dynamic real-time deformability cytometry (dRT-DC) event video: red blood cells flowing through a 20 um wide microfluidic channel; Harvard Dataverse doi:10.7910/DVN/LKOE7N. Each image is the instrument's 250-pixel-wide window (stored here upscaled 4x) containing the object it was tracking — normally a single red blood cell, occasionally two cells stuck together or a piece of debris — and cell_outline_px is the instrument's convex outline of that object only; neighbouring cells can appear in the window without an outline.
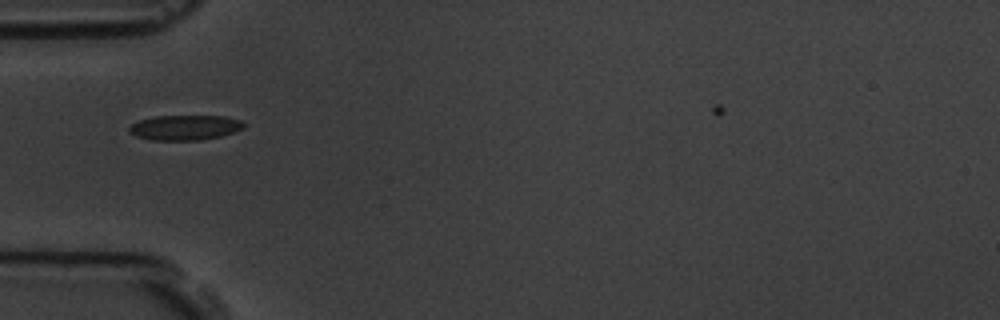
{"species": "common noctule bat (a hibernating species)", "species_latin": "Nyctalus noctula", "temperature_condition": "room temperature", "stored_images_in_passage": 4, "camera_frame_rate_fps": 3000, "um_per_image_px": 0.085, "animal": {"sex": "male", "body_mass_g": 19.5, "forearm_length_mm": 54.6}, "frame": {"image": 1, "passage_image": 2, "time_ms": 2.0, "image_size_px": [1000, 320], "cell_outline_px": [[248, 124], [244, 128], [220, 136], [200, 140], [152, 140], [136, 136], [128, 132], [128, 128], [132, 124], [140, 120], [156, 116], [224, 116], [240, 120]], "centroid_in_image_um": [15.73, 10.84], "position_along_channel_um": 69.3, "area_um2": 16.7}}
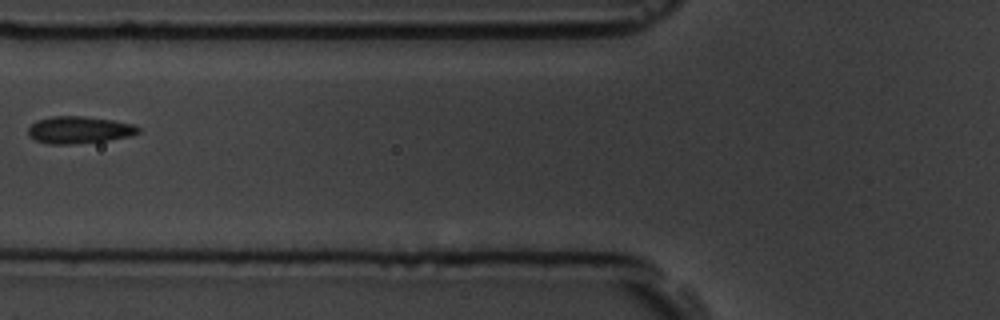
{"frame": {"image": 2, "passage_image": 3, "time_ms": 3.333, "image_size_px": [1000, 320], "cell_outline_px": [[140, 132], [132, 136], [108, 140], [72, 144], [48, 144], [36, 140], [28, 136], [28, 128], [36, 120], [52, 116], [84, 116], [112, 120], [132, 124], [140, 128]], "centroid_in_image_um": [6.72, 11.04], "position_along_channel_um": 119.1, "area_um2": 17.46}}
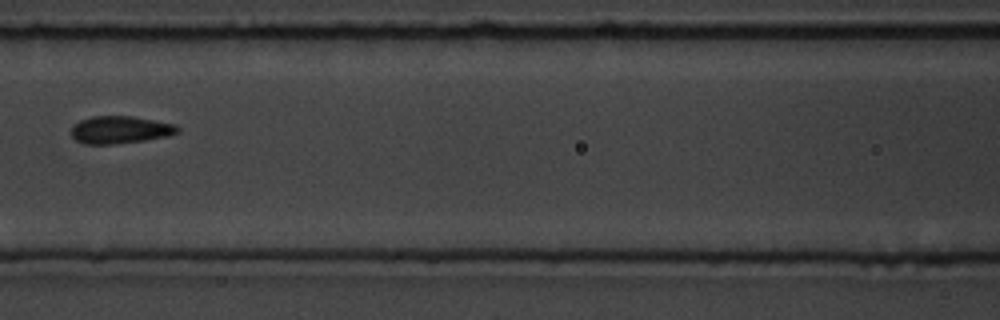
{"frame": {"image": 3, "passage_image": 4, "time_ms": 4.333, "image_size_px": [1000, 320], "cell_outline_px": [[180, 132], [168, 136], [144, 140], [112, 144], [84, 144], [76, 140], [72, 136], [72, 124], [80, 120], [92, 116], [132, 116], [176, 124], [180, 128]], "centroid_in_image_um": [10.22, 11.02], "position_along_channel_um": 156.4, "area_um2": 17.11}}